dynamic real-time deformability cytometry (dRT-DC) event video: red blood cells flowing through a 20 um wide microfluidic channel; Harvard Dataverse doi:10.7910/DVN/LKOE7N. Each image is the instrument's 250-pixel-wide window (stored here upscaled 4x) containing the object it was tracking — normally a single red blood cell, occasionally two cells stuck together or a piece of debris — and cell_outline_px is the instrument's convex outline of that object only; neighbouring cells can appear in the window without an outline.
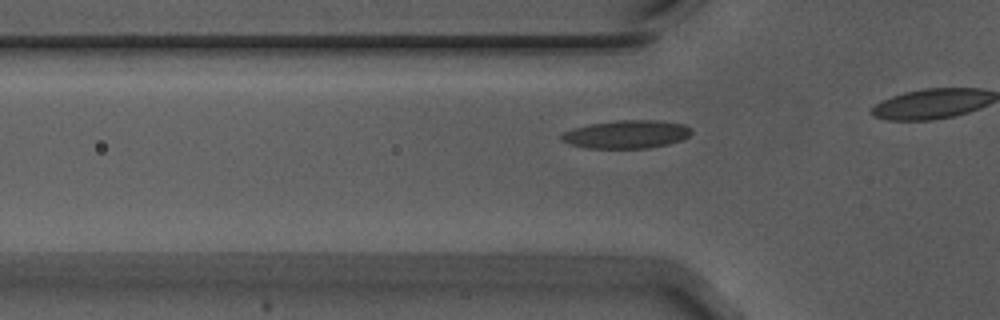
{"species": "Egyptian fruit bat (a non-hibernating species)", "species_latin": "Rousettus aegyptiacus", "temperature_condition": "warm", "stored_images_in_passage": 20, "camera_frame_rate_fps": 3000, "um_per_image_px": 0.085, "animal": {"sex": "male"}, "frame": {"image": 1, "passage_image": 15, "time_ms": 4.667, "image_size_px": [1000, 320], "cell_outline_px": [[692, 132], [688, 136], [680, 140], [668, 144], [648, 148], [588, 148], [572, 144], [560, 140], [560, 136], [564, 132], [588, 124], [616, 120], [656, 120], [684, 124], [692, 128]], "centroid_in_image_um": [53.27, 11.41], "position_along_channel_um": 72.5, "area_um2": 21.21}}
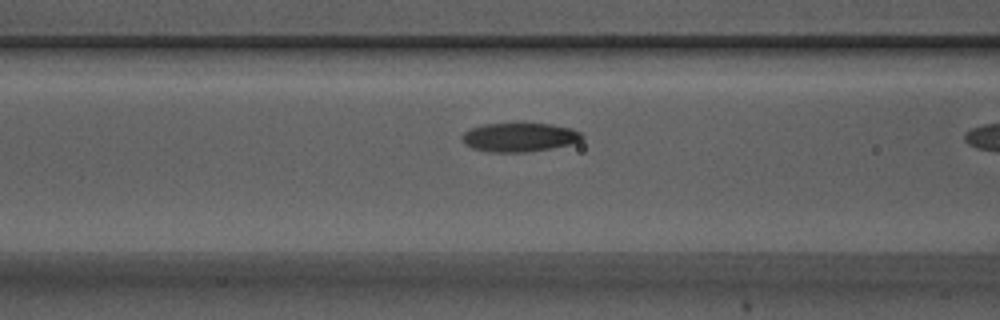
{"frame": {"image": 2, "passage_image": 19, "time_ms": 6.0, "image_size_px": [1000, 320], "cell_outline_px": [[584, 136], [580, 140], [572, 144], [552, 148], [524, 152], [492, 152], [472, 148], [464, 140], [464, 132], [472, 128], [484, 124], [548, 124], [572, 128], [580, 132]], "centroid_in_image_um": [44.21, 11.67], "position_along_channel_um": 122.4, "area_um2": 19.77}}